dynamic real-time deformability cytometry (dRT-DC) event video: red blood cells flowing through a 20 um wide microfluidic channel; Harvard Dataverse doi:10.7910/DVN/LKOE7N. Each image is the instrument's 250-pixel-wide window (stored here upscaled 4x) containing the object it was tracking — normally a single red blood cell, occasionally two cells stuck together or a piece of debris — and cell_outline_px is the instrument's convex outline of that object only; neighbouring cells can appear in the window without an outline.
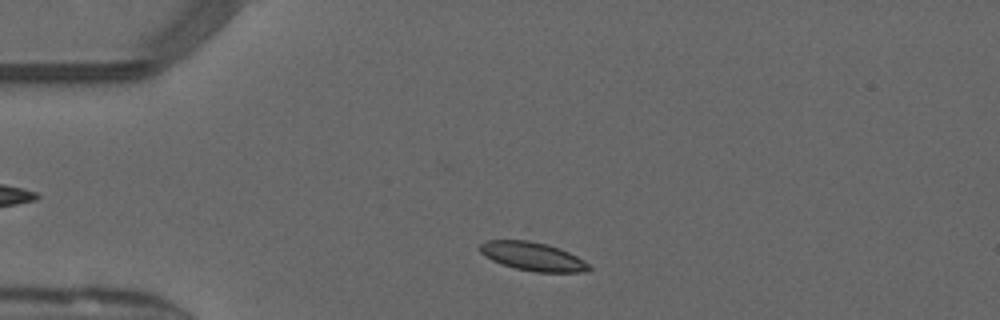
{"species": "common noctule bat (a hibernating species)", "species_latin": "Nyctalus noctula", "temperature_condition": "warm", "stored_images_in_passage": 42, "camera_frame_rate_fps": 3000, "um_per_image_px": 0.085, "animal": {"sex": "male", "forearm_length_mm": 52.5}, "frame": {"image": 1, "passage_image": 4, "time_ms": 1.0, "image_size_px": [1000, 320], "cell_outline_px": [[592, 268], [588, 272], [536, 272], [516, 268], [492, 260], [484, 256], [480, 252], [480, 244], [488, 240], [528, 240], [544, 244], [568, 252], [584, 260]], "centroid_in_image_um": [45.29, 21.8], "position_along_channel_um": 39.7, "area_um2": 17.86}}
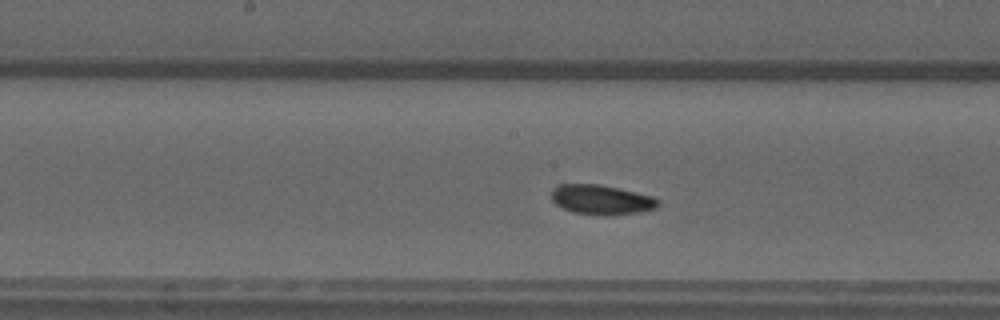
{"frame": {"image": 2, "passage_image": 18, "time_ms": 5.667, "image_size_px": [1000, 320], "cell_outline_px": [[660, 204], [656, 208], [640, 212], [608, 216], [600, 216], [572, 212], [556, 204], [552, 200], [552, 192], [556, 184], [600, 184], [652, 196], [660, 200]], "centroid_in_image_um": [51.13, 16.98], "position_along_channel_um": 197.1, "area_um2": 18.61}}
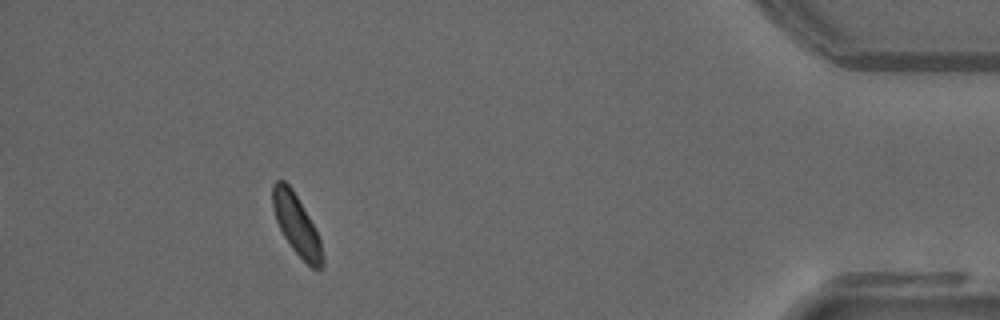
{"frame": {"image": 3, "passage_image": 38, "time_ms": 12.333, "image_size_px": [1000, 320], "cell_outline_px": [[324, 264], [320, 268], [312, 268], [292, 248], [284, 236], [276, 220], [272, 204], [272, 188], [276, 180], [284, 180], [292, 188], [308, 216], [320, 240], [324, 260]], "centroid_in_image_um": [25.19, 19.09], "position_along_channel_um": 410.0, "area_um2": 17.05}, "authors_computed_cell_mechanics": {"area_um2": 18.1203, "velocity_mm_per_s": 4.0627, "shape_relaxation_time_tau1_ms": 3.3517, "shape_relaxation_time_tau2_ms": 1.7934, "deformation_change_tau1": 0.0857, "deformation_change_tau2": 0.0638}}